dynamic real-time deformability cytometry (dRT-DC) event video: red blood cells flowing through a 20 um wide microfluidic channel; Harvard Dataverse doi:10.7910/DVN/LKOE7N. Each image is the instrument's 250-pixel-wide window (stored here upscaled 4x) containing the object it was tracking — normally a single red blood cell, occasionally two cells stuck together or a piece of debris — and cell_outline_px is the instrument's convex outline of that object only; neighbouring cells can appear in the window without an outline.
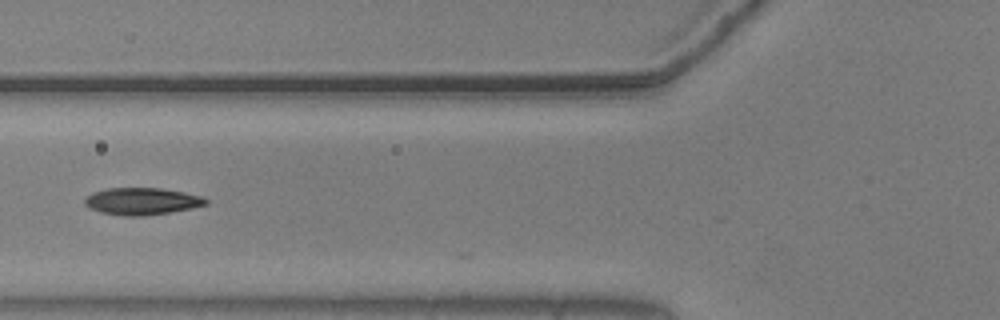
{"species": "common noctule bat (a hibernating species)", "species_latin": "Nyctalus noctula", "temperature_condition": "warm", "stored_images_in_passage": 9, "camera_frame_rate_fps": 3000, "um_per_image_px": 0.085, "animal": {"sex": "male", "body_mass_g": 20.5, "forearm_length_mm": 52.5}, "frame": {"image": 1, "passage_image": 4, "time_ms": 1.0, "image_size_px": [1000, 320], "cell_outline_px": [[208, 204], [192, 208], [172, 212], [144, 216], [124, 216], [100, 212], [88, 208], [84, 204], [84, 200], [92, 192], [108, 188], [160, 188], [184, 192], [200, 196], [208, 200]], "centroid_in_image_um": [12.05, 17.11], "position_along_channel_um": 113.8, "area_um2": 19.19}}